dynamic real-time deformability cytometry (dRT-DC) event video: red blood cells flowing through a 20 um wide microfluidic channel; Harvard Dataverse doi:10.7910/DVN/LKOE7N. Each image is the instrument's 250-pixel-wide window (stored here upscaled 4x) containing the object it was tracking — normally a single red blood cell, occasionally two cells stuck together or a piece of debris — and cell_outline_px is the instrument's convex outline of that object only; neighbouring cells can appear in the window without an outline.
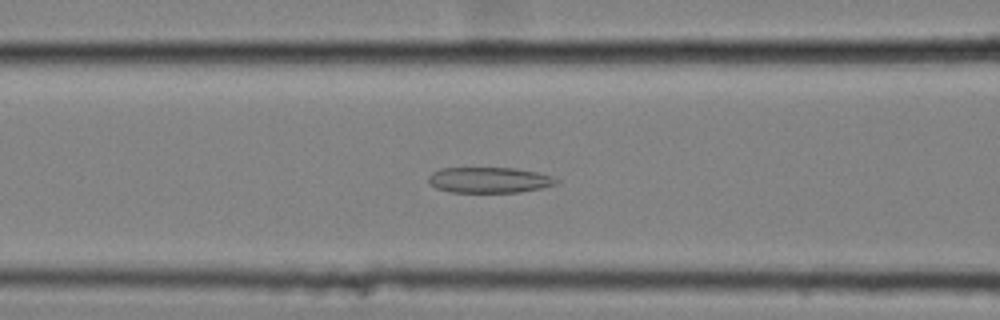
{"species": "common noctule bat (a hibernating species)", "species_latin": "Nyctalus noctula", "temperature_condition": "cold", "stored_images_in_passage": 42, "camera_frame_rate_fps": 3000, "um_per_image_px": 0.085, "animal": {"sex": "female", "body_mass_g": 25.1}, "frame": {"image": 1, "passage_image": 8, "time_ms": 2.333, "image_size_px": [1000, 320], "cell_outline_px": [[560, 180], [556, 184], [540, 188], [520, 192], [448, 192], [436, 188], [428, 180], [428, 176], [432, 172], [440, 168], [516, 168], [536, 172], [552, 176]], "centroid_in_image_um": [41.58, 15.3], "position_along_channel_um": 125.0, "area_um2": 19.13}}
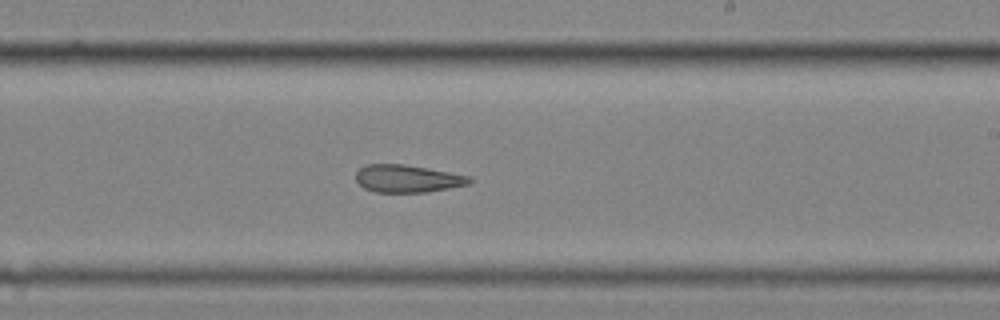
{"frame": {"image": 2, "passage_image": 19, "time_ms": 6.0, "image_size_px": [1000, 320], "cell_outline_px": [[472, 180], [468, 184], [428, 192], [376, 192], [364, 188], [356, 180], [356, 172], [364, 164], [404, 164], [472, 176]], "centroid_in_image_um": [34.62, 15.18], "position_along_channel_um": 254.4, "area_um2": 18.21}}
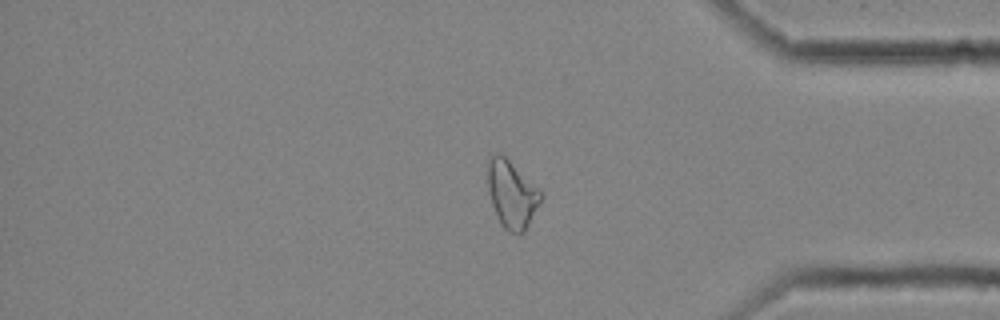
{"frame": {"image": 3, "passage_image": 32, "time_ms": 10.333, "image_size_px": [1000, 320], "cell_outline_px": [[544, 196], [524, 232], [520, 236], [508, 232], [500, 224], [492, 204], [488, 188], [488, 160], [496, 152], [504, 152], [544, 192]], "centroid_in_image_um": [43.54, 16.47], "position_along_channel_um": 391.7, "area_um2": 21.68}, "authors_computed_cell_mechanics": {"area_um2": 19.4786, "velocity_mm_per_s": 3.5356, "shape_relaxation_time_tau1_ms": null, "shape_relaxation_time_tau2_ms": 5.1806, "deformation_change_tau1": null, "deformation_change_tau2": 0.1628}}